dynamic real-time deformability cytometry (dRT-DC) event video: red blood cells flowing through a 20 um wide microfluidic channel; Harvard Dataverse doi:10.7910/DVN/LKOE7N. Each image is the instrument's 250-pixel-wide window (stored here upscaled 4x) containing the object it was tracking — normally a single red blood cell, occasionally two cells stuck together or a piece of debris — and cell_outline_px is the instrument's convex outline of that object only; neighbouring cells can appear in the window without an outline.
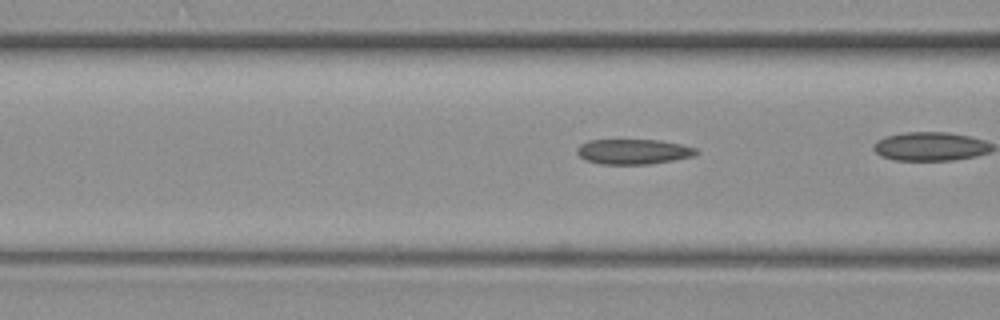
{"species": "common noctule bat (a hibernating species)", "species_latin": "Nyctalus noctula", "temperature_condition": "warm", "stored_images_in_passage": 38, "camera_frame_rate_fps": 3000, "um_per_image_px": 0.085, "animal": {"sex": "female", "body_mass_g": 19.3, "forearm_length_mm": 54.1}, "frame": {"image": 1, "passage_image": 17, "time_ms": 5.333, "image_size_px": [1000, 320], "cell_outline_px": [[700, 152], [692, 156], [652, 164], [600, 164], [584, 160], [576, 152], [576, 148], [580, 144], [588, 140], [660, 140], [680, 144], [696, 148]], "centroid_in_image_um": [53.8, 12.89], "position_along_channel_um": 112.8, "area_um2": 17.51}}